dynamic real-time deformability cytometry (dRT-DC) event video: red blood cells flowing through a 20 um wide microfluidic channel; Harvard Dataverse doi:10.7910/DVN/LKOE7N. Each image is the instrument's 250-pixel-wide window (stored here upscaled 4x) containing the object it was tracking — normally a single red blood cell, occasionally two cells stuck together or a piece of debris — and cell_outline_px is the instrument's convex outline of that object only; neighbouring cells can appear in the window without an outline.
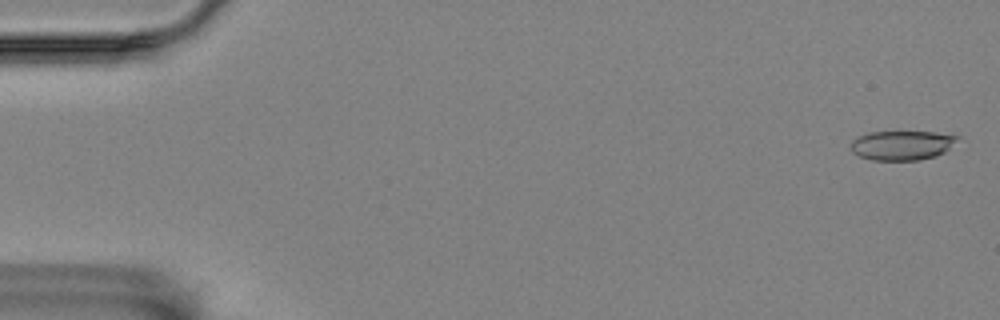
{"species": "Egyptian fruit bat (a non-hibernating species)", "species_latin": "Rousettus aegyptiacus", "temperature_condition": "room temperature", "stored_images_in_passage": 5, "camera_frame_rate_fps": 3000, "um_per_image_px": 0.085, "animal": {"sex": "female"}, "frame": {"image": 1, "passage_image": 1, "time_ms": 0.0, "image_size_px": [1000, 320], "cell_outline_px": [[960, 136], [944, 152], [936, 156], [920, 160], [872, 160], [860, 156], [852, 152], [852, 140], [856, 136], [868, 132], [900, 128], [936, 132]], "centroid_in_image_um": [76.64, 12.28], "position_along_channel_um": 8.4, "area_um2": 19.19}}
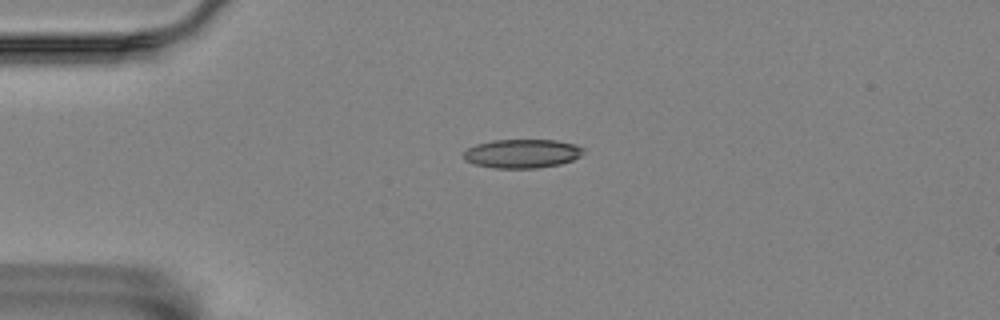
{"frame": {"image": 2, "passage_image": 4, "time_ms": 1.0, "image_size_px": [1000, 320], "cell_outline_px": [[584, 152], [580, 156], [572, 160], [560, 164], [536, 168], [496, 168], [476, 164], [464, 160], [464, 152], [468, 148], [476, 144], [492, 140], [556, 140], [576, 144], [584, 148]], "centroid_in_image_um": [44.4, 13.05], "position_along_channel_um": 40.6, "area_um2": 20.11}}